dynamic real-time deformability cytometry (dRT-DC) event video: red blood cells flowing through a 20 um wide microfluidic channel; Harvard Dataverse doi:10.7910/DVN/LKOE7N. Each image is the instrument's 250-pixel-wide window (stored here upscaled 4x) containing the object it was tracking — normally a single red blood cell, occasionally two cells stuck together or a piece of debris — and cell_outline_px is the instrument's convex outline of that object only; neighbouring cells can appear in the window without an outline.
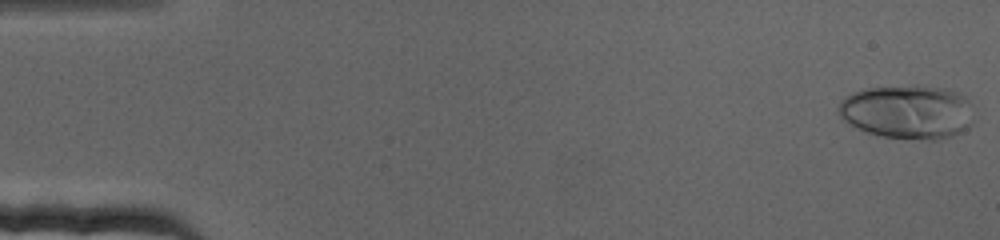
{"species": "human", "species_latin": "Homo sapiens", "temperature_condition": "cold", "stored_images_in_passage": 70, "camera_frame_rate_fps": 3000, "um_per_image_px": 0.085, "donor": {"sex": "female"}, "frame": {"image": 1, "passage_image": 1, "time_ms": 0.0, "image_size_px": [1000, 240], "cell_outline_px": [[972, 124], [968, 128], [952, 136], [940, 140], [928, 140], [880, 136], [856, 128], [848, 124], [836, 112], [836, 108], [840, 100], [844, 96], [852, 92], [864, 88], [944, 88], [960, 92], [972, 104]], "centroid_in_image_um": [77.13, 9.54], "position_along_channel_um": 7.9, "area_um2": 42.43}}
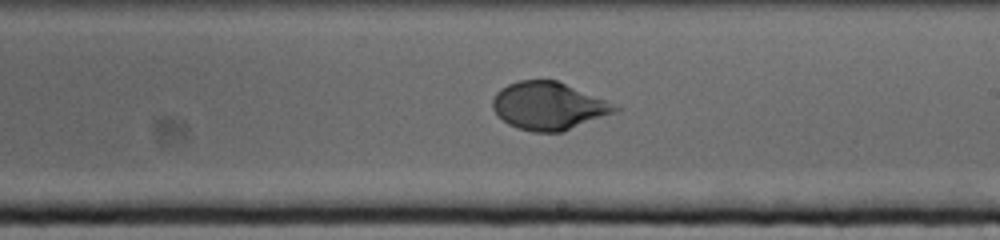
{"frame": {"image": 2, "passage_image": 41, "time_ms": 13.333, "image_size_px": [1000, 240], "cell_outline_px": [[620, 108], [612, 112], [560, 132], [532, 132], [516, 128], [508, 124], [492, 108], [492, 100], [496, 92], [500, 88], [508, 84], [520, 80], [556, 80], [608, 100]], "centroid_in_image_um": [46.57, 8.99], "position_along_channel_um": 242.4, "area_um2": 33.52}}
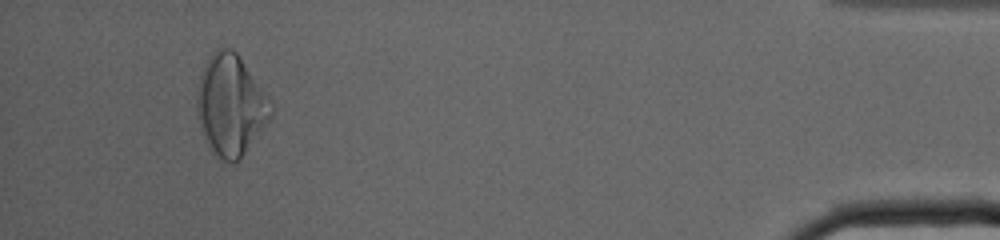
{"frame": {"image": 3, "passage_image": 66, "time_ms": 21.667, "image_size_px": [1000, 240], "cell_outline_px": [[272, 116], [236, 164], [232, 164], [224, 160], [208, 144], [200, 128], [196, 104], [196, 88], [204, 64], [208, 56], [216, 48], [232, 48], [236, 52], [272, 100]], "centroid_in_image_um": [19.6, 8.9], "position_along_channel_um": 415.6, "area_um2": 43.41}}